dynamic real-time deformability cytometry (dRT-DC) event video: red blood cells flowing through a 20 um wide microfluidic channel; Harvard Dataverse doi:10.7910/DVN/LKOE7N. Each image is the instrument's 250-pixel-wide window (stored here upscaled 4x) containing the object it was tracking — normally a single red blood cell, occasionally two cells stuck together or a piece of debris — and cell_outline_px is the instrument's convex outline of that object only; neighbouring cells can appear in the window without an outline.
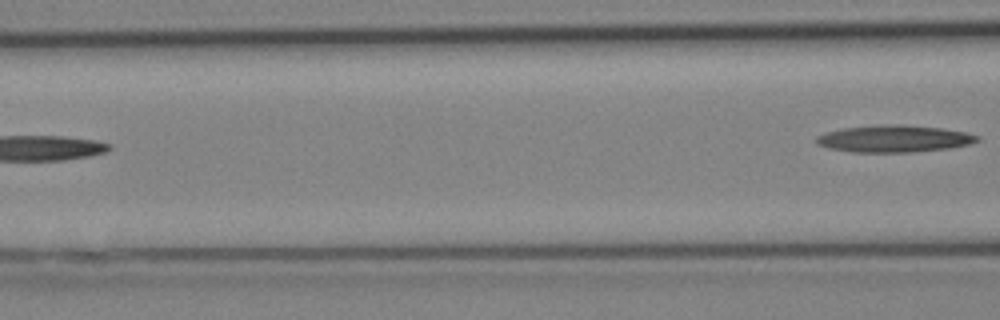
{"species": "Egyptian fruit bat (a non-hibernating species)", "species_latin": "Rousettus aegyptiacus", "temperature_condition": "cold", "stored_images_in_passage": 7, "segment_of_instrument_passage": [2, 2], "camera_frame_rate_fps": 3000, "um_per_image_px": 0.085, "animal": {"sex": "female"}, "frame": {"image": 1, "passage_image": 7, "time_ms": 2.0, "image_size_px": [1000, 320], "cell_outline_px": [[980, 140], [968, 144], [948, 148], [912, 152], [852, 152], [828, 148], [816, 144], [816, 136], [824, 132], [844, 128], [880, 124], [892, 124], [940, 128], [964, 132], [980, 136]], "centroid_in_image_um": [75.94, 11.79], "position_along_channel_um": 90.7, "area_um2": 25.2}}